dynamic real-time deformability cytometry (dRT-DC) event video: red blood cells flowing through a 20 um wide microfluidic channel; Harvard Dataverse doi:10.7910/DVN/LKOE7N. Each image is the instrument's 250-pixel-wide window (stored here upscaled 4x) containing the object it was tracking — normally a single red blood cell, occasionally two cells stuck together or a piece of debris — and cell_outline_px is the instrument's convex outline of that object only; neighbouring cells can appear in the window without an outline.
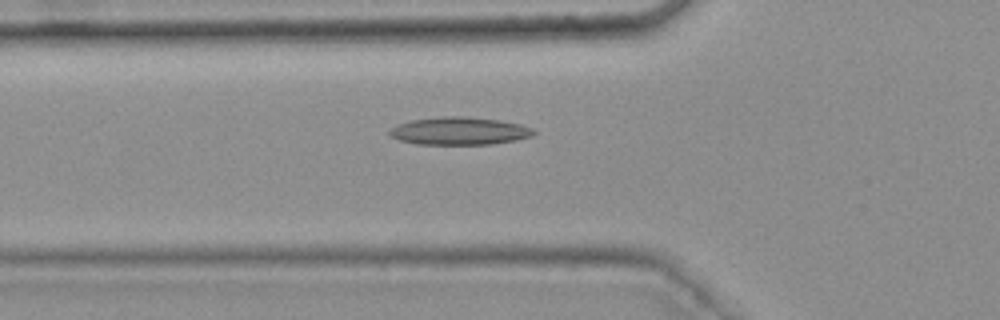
{"species": "common noctule bat (a hibernating species)", "species_latin": "Nyctalus noctula", "temperature_condition": "warm", "stored_images_in_passage": 32, "camera_frame_rate_fps": 3000, "um_per_image_px": 0.085, "animal": {"sex": "female", "body_mass_g": 25.1}, "frame": {"image": 1, "passage_image": 2, "time_ms": 0.333, "image_size_px": [1000, 320], "cell_outline_px": [[536, 132], [532, 136], [516, 140], [492, 144], [416, 144], [400, 140], [392, 136], [388, 132], [396, 124], [412, 120], [444, 116], [464, 116], [500, 120], [520, 124], [532, 128]], "centroid_in_image_um": [39.06, 11.13], "position_along_channel_um": 86.7, "area_um2": 23.24}}
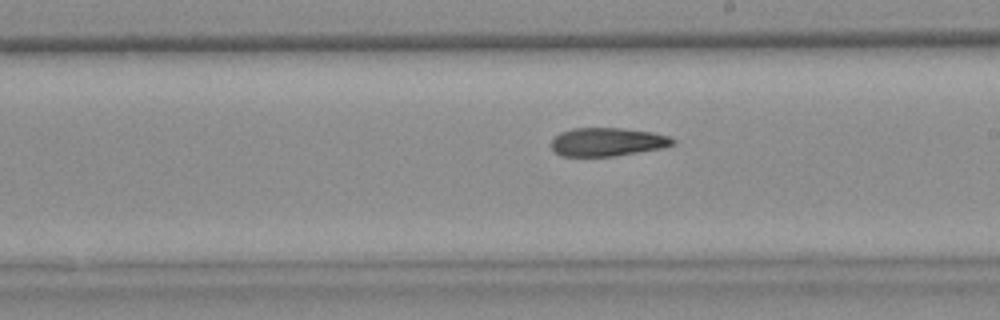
{"frame": {"image": 2, "passage_image": 14, "time_ms": 4.333, "image_size_px": [1000, 320], "cell_outline_px": [[676, 144], [664, 148], [612, 156], [560, 156], [552, 148], [552, 140], [560, 132], [572, 128], [620, 128], [652, 132], [668, 136], [676, 140]], "centroid_in_image_um": [51.65, 12.06], "position_along_channel_um": 237.3, "area_um2": 20.11}}
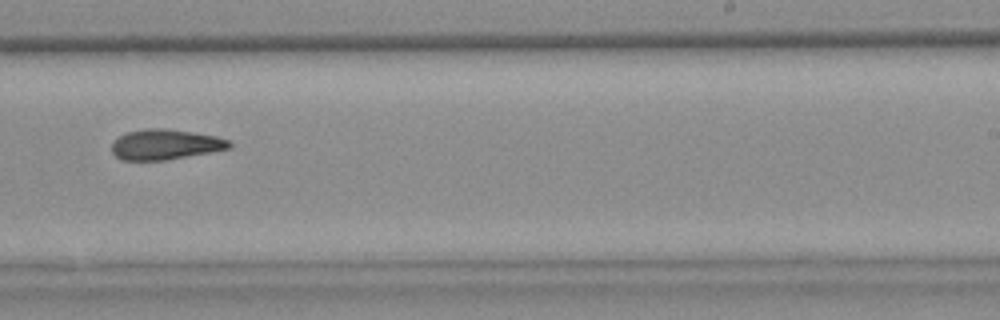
{"frame": {"image": 3, "passage_image": 17, "time_ms": 5.333, "image_size_px": [1000, 320], "cell_outline_px": [[232, 148], [168, 160], [120, 160], [112, 152], [112, 144], [120, 136], [128, 132], [144, 128], [164, 128], [216, 136], [228, 140], [232, 144]], "centroid_in_image_um": [14.06, 12.29], "position_along_channel_um": 274.9, "area_um2": 20.69}}